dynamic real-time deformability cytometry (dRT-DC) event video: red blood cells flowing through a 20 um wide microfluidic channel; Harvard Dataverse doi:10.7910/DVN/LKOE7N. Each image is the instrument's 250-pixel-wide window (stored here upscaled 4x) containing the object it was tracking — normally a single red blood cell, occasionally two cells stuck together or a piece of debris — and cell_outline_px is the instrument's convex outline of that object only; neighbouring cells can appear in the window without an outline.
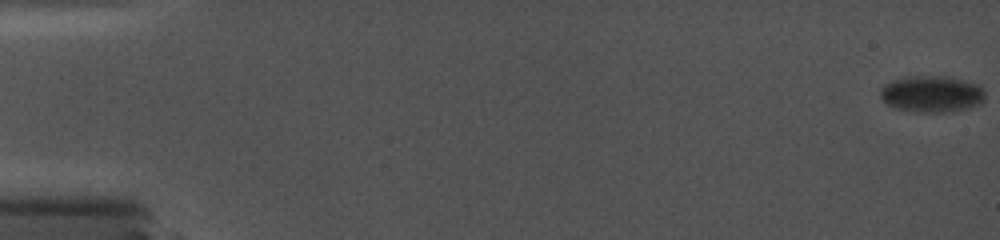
{"species": "common noctule bat (a hibernating species)", "species_latin": "Nyctalus noctula", "temperature_condition": "cold", "stored_images_in_passage": 57, "camera_frame_rate_fps": 5000, "um_per_image_px": 0.085, "animal": {"sex": "female", "body_mass_g": 19.0, "forearm_length_mm": 56.7}, "frame": {"image": 1, "passage_image": 1, "time_ms": 0.0, "image_size_px": [1000, 240], "cell_outline_px": [[984, 100], [980, 104], [968, 108], [952, 112], [916, 112], [896, 108], [888, 104], [880, 96], [880, 88], [884, 84], [892, 80], [908, 76], [944, 76], [976, 84], [984, 88]], "centroid_in_image_um": [79.19, 7.99], "position_along_channel_um": 5.8, "area_um2": 22.31}}
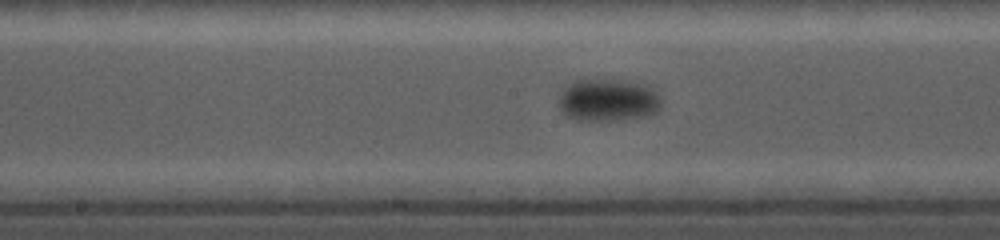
{"frame": {"image": 2, "passage_image": 35, "time_ms": 11.4, "image_size_px": [1000, 240], "cell_outline_px": [[660, 108], [656, 112], [644, 116], [616, 120], [576, 120], [568, 116], [560, 108], [560, 96], [564, 88], [572, 80], [596, 76], [624, 80], [644, 84], [652, 88], [660, 96]], "centroid_in_image_um": [51.67, 8.45], "position_along_channel_um": 196.5, "area_um2": 25.95}}
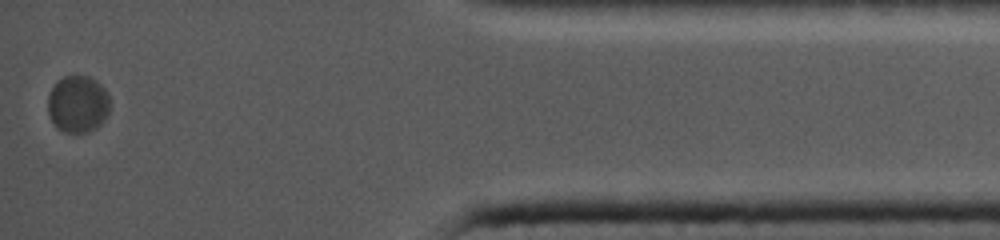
{"frame": {"image": 3, "passage_image": 57, "time_ms": 19.6, "image_size_px": [1000, 240], "cell_outline_px": [[108, 112], [104, 120], [96, 128], [88, 132], [64, 132], [56, 128], [48, 112], [48, 96], [56, 80], [64, 76], [88, 76], [96, 80], [104, 88], [108, 96]], "centroid_in_image_um": [6.59, 8.84], "position_along_channel_um": 428.6, "area_um2": 20.58}}